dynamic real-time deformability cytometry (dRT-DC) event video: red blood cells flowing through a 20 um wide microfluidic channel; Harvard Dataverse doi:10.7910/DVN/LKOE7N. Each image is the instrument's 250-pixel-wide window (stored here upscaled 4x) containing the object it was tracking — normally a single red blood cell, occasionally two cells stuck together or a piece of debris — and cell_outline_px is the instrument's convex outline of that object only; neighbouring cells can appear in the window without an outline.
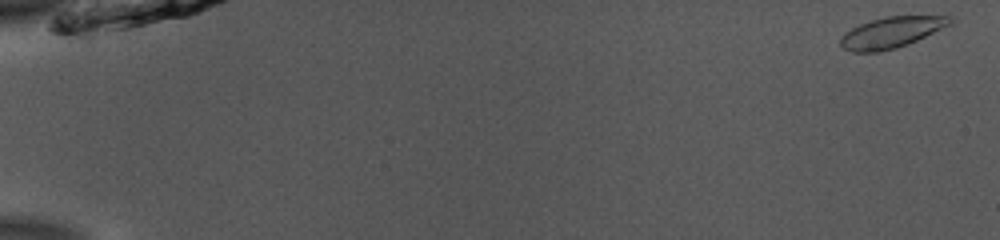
{"species": "common noctule bat (a hibernating species)", "species_latin": "Nyctalus noctula", "temperature_condition": "room temperature", "stored_images_in_passage": 53, "camera_frame_rate_fps": 3000, "um_per_image_px": 0.085, "animal": {"sex": "male", "body_mass_g": 13.0, "forearm_length_mm": 53.1}, "frame": {"image": 1, "passage_image": 1, "time_ms": 0.0, "image_size_px": [1000, 240], "cell_outline_px": [[956, 20], [952, 24], [908, 44], [896, 48], [876, 52], [852, 52], [844, 48], [840, 44], [840, 40], [852, 28], [860, 24], [884, 16], [952, 16]], "centroid_in_image_um": [75.83, 2.75], "position_along_channel_um": 9.2, "area_um2": 19.59}}
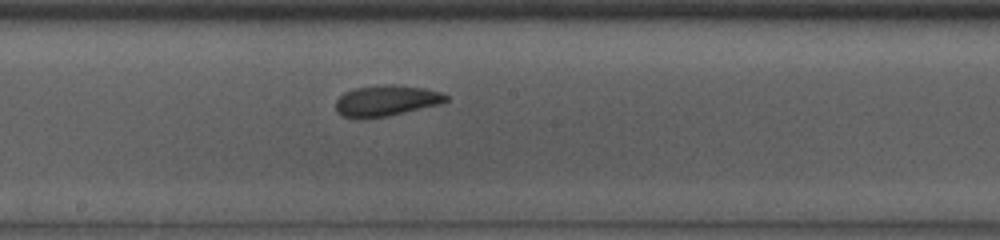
{"frame": {"image": 2, "passage_image": 30, "time_ms": 9.667, "image_size_px": [1000, 240], "cell_outline_px": [[448, 100], [440, 104], [388, 116], [340, 116], [336, 112], [336, 100], [344, 92], [356, 88], [388, 84], [392, 84], [424, 88], [440, 92], [448, 96]], "centroid_in_image_um": [32.85, 8.53], "position_along_channel_um": 215.3, "area_um2": 19.36}}
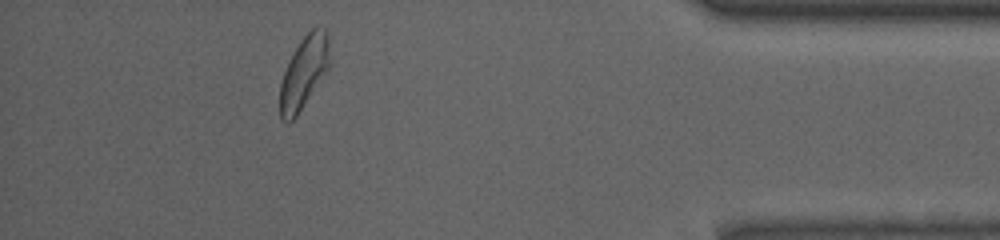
{"frame": {"image": 3, "passage_image": 48, "time_ms": 15.667, "image_size_px": [1000, 240], "cell_outline_px": [[332, 60], [328, 68], [296, 116], [288, 124], [280, 120], [280, 84], [284, 72], [292, 52], [300, 40], [312, 28], [324, 28], [328, 36]], "centroid_in_image_um": [25.83, 6.14], "position_along_channel_um": 409.4, "area_um2": 20.92}, "authors_computed_cell_mechanics": {"area_um2": 19.8254, "velocity_mm_per_s": 3.8752, "shape_relaxation_time_tau1_ms": 5.3785, "shape_relaxation_time_tau2_ms": 1.5927, "deformation_change_tau1": 0.1394, "deformation_change_tau2": 0.0795}}